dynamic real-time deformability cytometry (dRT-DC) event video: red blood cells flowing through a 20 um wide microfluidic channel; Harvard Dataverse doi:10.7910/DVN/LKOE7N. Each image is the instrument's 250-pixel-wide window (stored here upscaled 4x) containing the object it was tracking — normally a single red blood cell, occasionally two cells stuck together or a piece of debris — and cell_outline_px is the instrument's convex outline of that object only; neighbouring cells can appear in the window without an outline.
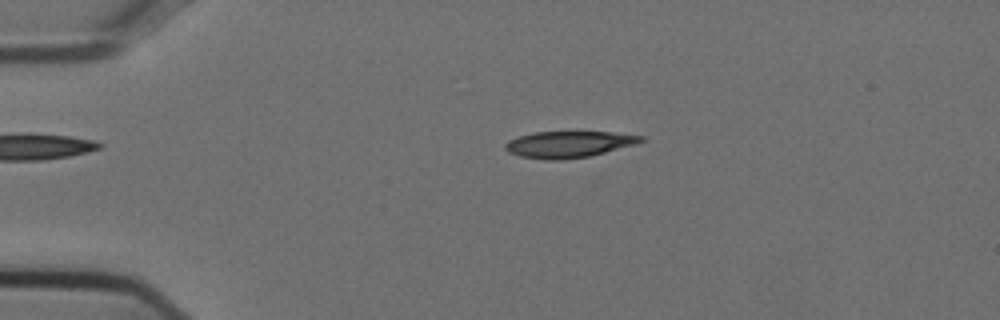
{"species": "Egyptian fruit bat (a non-hibernating species)", "species_latin": "Rousettus aegyptiacus", "temperature_condition": "cold", "stored_images_in_passage": 20, "camera_frame_rate_fps": 3000, "um_per_image_px": 0.085, "animal": {"sex": "female"}, "frame": {"image": 1, "passage_image": 5, "time_ms": 1.333, "image_size_px": [1000, 320], "cell_outline_px": [[644, 140], [636, 144], [588, 156], [560, 160], [544, 160], [520, 156], [508, 152], [504, 148], [504, 144], [508, 140], [520, 136], [536, 132], [612, 132], [644, 136]], "centroid_in_image_um": [48.31, 12.27], "position_along_channel_um": 36.7, "area_um2": 20.75}}
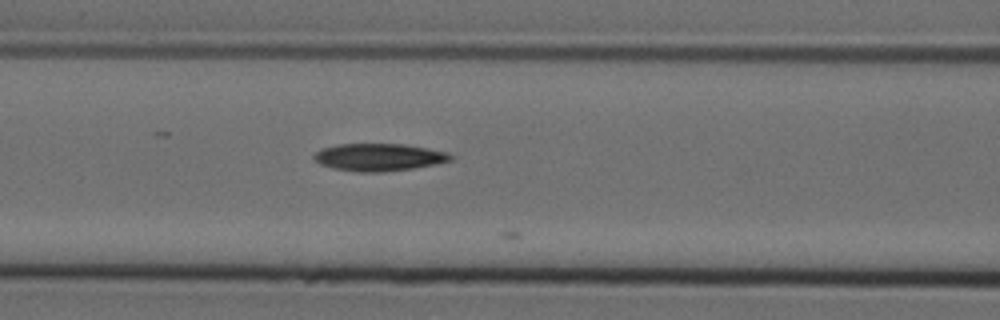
{"frame": {"image": 2, "passage_image": 16, "time_ms": 5.0, "image_size_px": [1000, 320], "cell_outline_px": [[456, 156], [452, 160], [436, 164], [412, 168], [380, 172], [360, 172], [332, 168], [320, 164], [312, 156], [316, 152], [324, 148], [340, 144], [404, 144], [428, 148], [448, 152]], "centroid_in_image_um": [32.26, 13.36], "position_along_channel_um": 134.3, "area_um2": 21.79}}
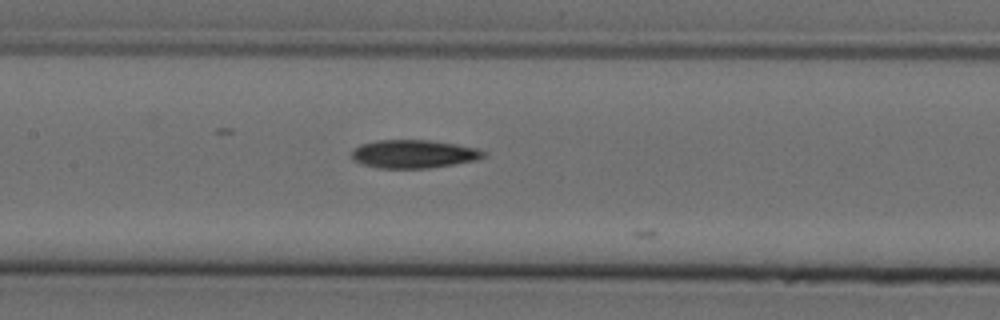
{"frame": {"image": 3, "passage_image": 19, "time_ms": 6.0, "image_size_px": [1000, 320], "cell_outline_px": [[488, 152], [484, 156], [476, 160], [428, 168], [376, 168], [364, 164], [356, 160], [352, 156], [352, 152], [360, 144], [380, 140], [428, 140], [456, 144], [476, 148]], "centroid_in_image_um": [35.19, 13.08], "position_along_channel_um": 172.2, "area_um2": 21.44}}